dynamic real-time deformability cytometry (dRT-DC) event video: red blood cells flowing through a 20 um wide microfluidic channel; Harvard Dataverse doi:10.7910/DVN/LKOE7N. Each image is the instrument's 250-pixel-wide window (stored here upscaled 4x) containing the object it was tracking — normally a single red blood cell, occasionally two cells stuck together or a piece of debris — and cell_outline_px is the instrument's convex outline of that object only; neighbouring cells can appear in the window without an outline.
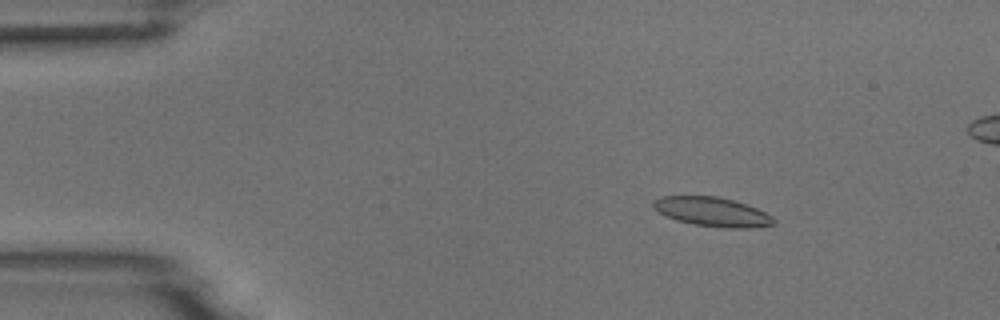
{"species": "common noctule bat (a hibernating species)", "species_latin": "Nyctalus noctula", "temperature_condition": "room temperature", "stored_images_in_passage": 5, "camera_frame_rate_fps": 3000, "um_per_image_px": 0.085, "animal": {"sex": "male", "body_mass_g": 18.8}, "frame": {"image": 1, "passage_image": 3, "time_ms": 2.333, "image_size_px": [1000, 320], "cell_outline_px": [[776, 224], [748, 228], [724, 228], [696, 224], [676, 220], [660, 212], [652, 204], [660, 196], [716, 196], [732, 200], [756, 208], [772, 216], [776, 220]], "centroid_in_image_um": [60.58, 18.01], "position_along_channel_um": 24.4, "area_um2": 20.11}}